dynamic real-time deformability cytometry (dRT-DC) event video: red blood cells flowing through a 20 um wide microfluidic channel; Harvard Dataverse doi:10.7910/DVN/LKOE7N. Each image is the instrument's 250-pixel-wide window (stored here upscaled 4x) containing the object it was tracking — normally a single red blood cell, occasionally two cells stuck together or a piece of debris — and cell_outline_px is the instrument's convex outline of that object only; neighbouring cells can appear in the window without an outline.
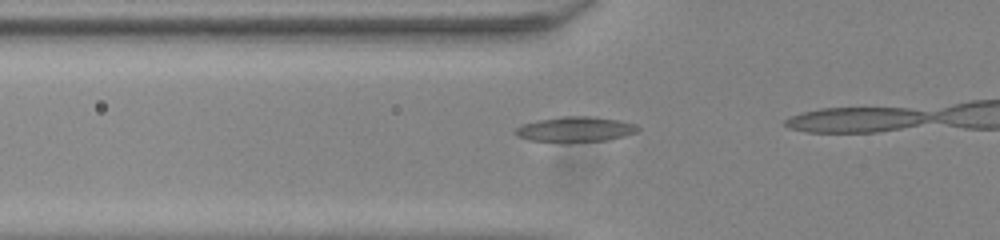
{"species": "common noctule bat (a hibernating species)", "species_latin": "Nyctalus noctula", "temperature_condition": "room temperature", "stored_images_in_passage": 13, "camera_frame_rate_fps": 3000, "um_per_image_px": 0.085, "animal": {"sex": "male", "body_mass_g": 20.0, "forearm_length_mm": 53.3}, "frame": {"image": 1, "passage_image": 8, "time_ms": 2.333, "image_size_px": [1000, 240], "cell_outline_px": [[640, 128], [636, 132], [624, 136], [604, 140], [528, 140], [516, 136], [512, 132], [520, 124], [536, 120], [560, 116], [592, 116], [620, 120], [636, 124]], "centroid_in_image_um": [48.87, 10.94], "position_along_channel_um": 76.9, "area_um2": 17.63}}
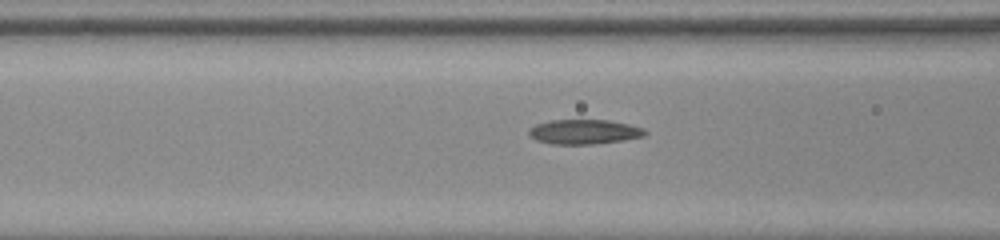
{"frame": {"image": 2, "passage_image": 11, "time_ms": 3.333, "image_size_px": [1000, 240], "cell_outline_px": [[648, 132], [644, 136], [624, 140], [592, 144], [552, 144], [536, 140], [528, 132], [528, 128], [536, 124], [552, 120], [608, 120], [628, 124], [644, 128]], "centroid_in_image_um": [49.66, 11.2], "position_along_channel_um": 116.9, "area_um2": 16.65}}